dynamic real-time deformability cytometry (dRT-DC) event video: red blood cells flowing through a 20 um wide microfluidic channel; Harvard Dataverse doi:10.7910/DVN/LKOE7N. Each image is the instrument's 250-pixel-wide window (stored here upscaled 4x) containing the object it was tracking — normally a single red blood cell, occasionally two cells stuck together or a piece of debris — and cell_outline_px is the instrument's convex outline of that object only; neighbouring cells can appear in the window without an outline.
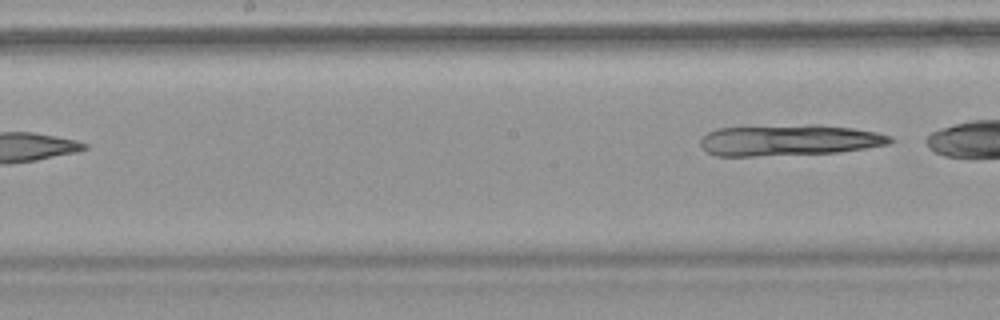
{"species": "common noctule bat (a hibernating species)", "species_latin": "Nyctalus noctula", "temperature_condition": "warm", "stored_images_in_passage": 5, "segment_of_instrument_passage": [2, 2], "camera_frame_rate_fps": 3000, "um_per_image_px": 0.085, "animal": {"sex": "female", "body_mass_g": 18.4}, "frame": {"image": 1, "passage_image": 5, "time_ms": 4.667, "image_size_px": [1000, 320], "cell_outline_px": [[896, 140], [888, 144], [840, 152], [752, 156], [716, 156], [708, 152], [700, 144], [700, 140], [708, 132], [716, 128], [808, 124], [816, 124], [852, 128], [876, 132], [892, 136]], "centroid_in_image_um": [67.09, 11.91], "position_along_channel_um": 181.1, "area_um2": 34.39}}